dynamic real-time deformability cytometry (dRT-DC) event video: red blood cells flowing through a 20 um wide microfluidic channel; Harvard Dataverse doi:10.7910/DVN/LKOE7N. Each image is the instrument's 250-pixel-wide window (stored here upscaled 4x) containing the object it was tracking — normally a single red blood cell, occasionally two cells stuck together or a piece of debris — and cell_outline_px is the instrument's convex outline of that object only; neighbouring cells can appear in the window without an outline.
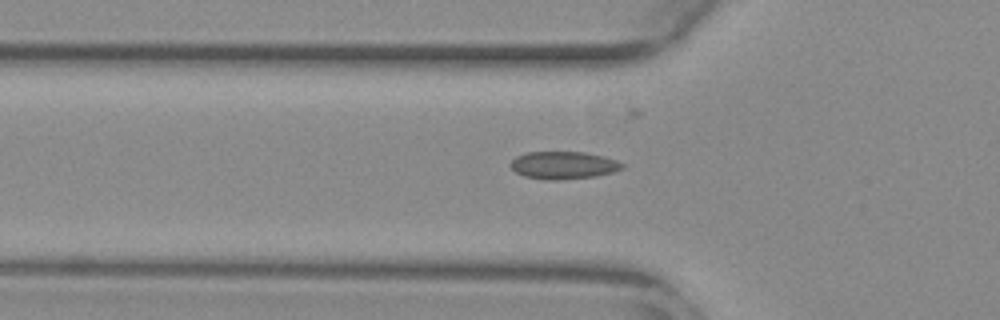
{"species": "common noctule bat (a hibernating species)", "species_latin": "Nyctalus noctula", "temperature_condition": "warm", "stored_images_in_passage": 25, "camera_frame_rate_fps": 3000, "um_per_image_px": 0.085, "animal": {"sex": "female", "body_mass_g": 29.2, "forearm_length_mm": 56.3}, "frame": {"image": 1, "passage_image": 2, "time_ms": 0.333, "image_size_px": [1000, 320], "cell_outline_px": [[624, 168], [612, 172], [596, 176], [556, 180], [544, 180], [524, 176], [516, 172], [508, 164], [516, 156], [528, 152], [584, 152], [604, 156], [616, 160], [624, 164]], "centroid_in_image_um": [47.88, 14.04], "position_along_channel_um": 77.9, "area_um2": 17.98}}
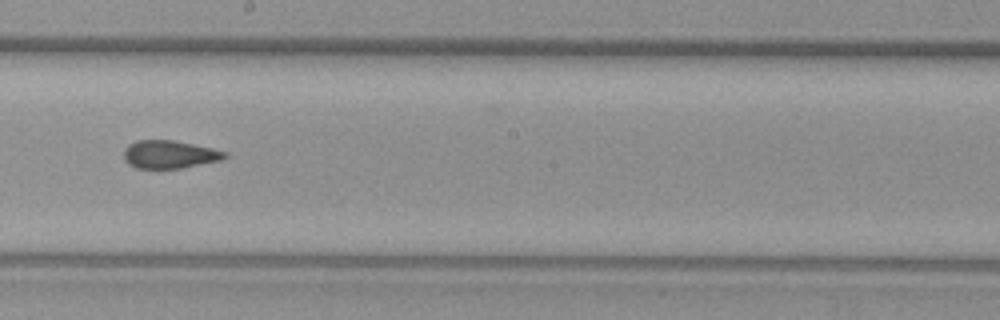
{"frame": {"image": 2, "passage_image": 14, "time_ms": 4.333, "image_size_px": [1000, 320], "cell_outline_px": [[228, 156], [220, 160], [180, 168], [136, 168], [128, 164], [124, 160], [124, 148], [128, 144], [136, 140], [172, 140], [212, 148], [228, 152]], "centroid_in_image_um": [14.37, 13.12], "position_along_channel_um": 233.8, "area_um2": 16.42}}
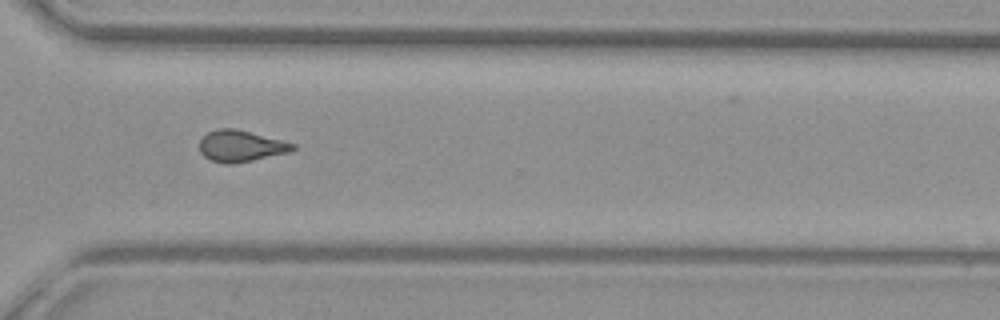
{"frame": {"image": 3, "passage_image": 23, "time_ms": 7.333, "image_size_px": [1000, 320], "cell_outline_px": [[296, 148], [288, 152], [252, 160], [232, 164], [224, 164], [212, 160], [204, 156], [200, 152], [200, 140], [208, 132], [220, 128], [236, 128], [296, 144]], "centroid_in_image_um": [20.45, 12.41], "position_along_channel_um": 350.1, "area_um2": 16.88}, "authors_computed_cell_mechanics": {"area_um2": 16.8776, "velocity_mm_per_s": 3.8786, "shape_relaxation_time_tau1_ms": null, "shape_relaxation_time_tau2_ms": 1.3222, "deformation_change_tau1": null, "deformation_change_tau2": 0.0733}}